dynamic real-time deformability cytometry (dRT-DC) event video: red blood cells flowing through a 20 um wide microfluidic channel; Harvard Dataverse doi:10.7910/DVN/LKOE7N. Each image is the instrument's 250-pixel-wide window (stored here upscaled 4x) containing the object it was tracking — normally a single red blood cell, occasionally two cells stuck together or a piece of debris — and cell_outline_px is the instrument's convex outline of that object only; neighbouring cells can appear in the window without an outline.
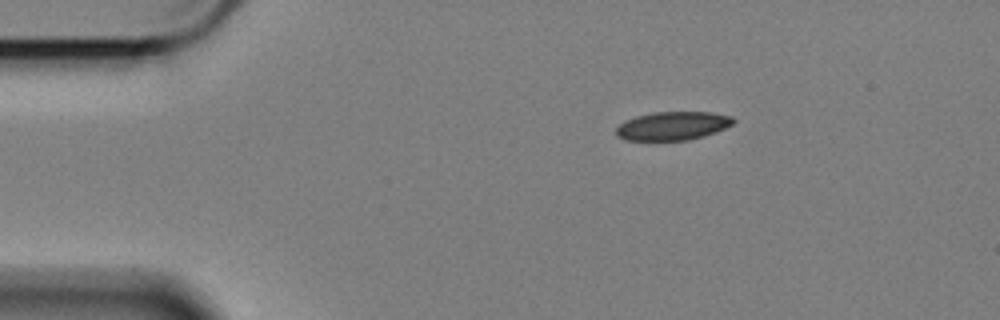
{"species": "Egyptian fruit bat (a non-hibernating species)", "species_latin": "Rousettus aegyptiacus", "temperature_condition": "cold", "stored_images_in_passage": 50, "camera_frame_rate_fps": 3000, "um_per_image_px": 0.085, "animal": {"sex": "female"}, "frame": {"image": 1, "passage_image": 1, "time_ms": 0.0, "image_size_px": [1000, 320], "cell_outline_px": [[736, 120], [732, 124], [724, 128], [688, 140], [624, 140], [616, 136], [616, 128], [624, 120], [636, 116], [656, 112], [712, 112], [732, 116]], "centroid_in_image_um": [57.14, 10.69], "position_along_channel_um": 27.9, "area_um2": 19.31}}
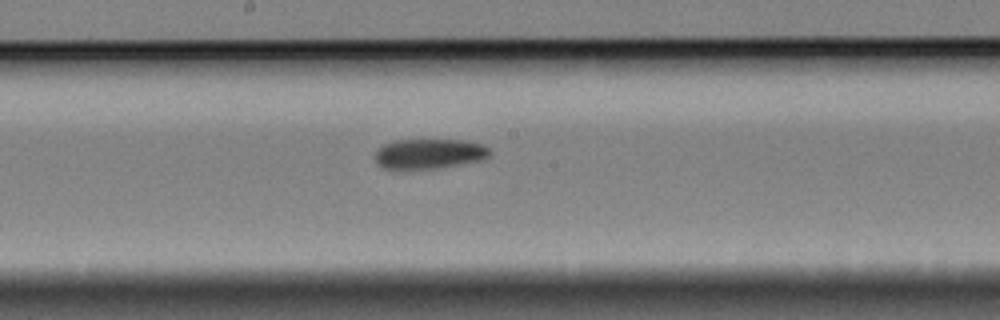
{"frame": {"image": 2, "passage_image": 22, "time_ms": 7.0, "image_size_px": [1000, 320], "cell_outline_px": [[492, 152], [484, 160], [444, 168], [396, 172], [384, 168], [376, 164], [376, 152], [384, 144], [396, 140], [468, 140], [480, 144], [488, 148]], "centroid_in_image_um": [36.47, 13.12], "position_along_channel_um": 211.7, "area_um2": 20.92}}
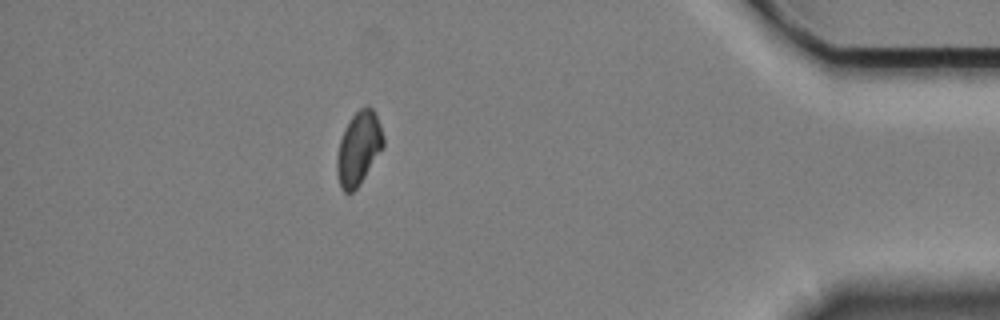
{"frame": {"image": 3, "passage_image": 43, "time_ms": 14.0, "image_size_px": [1000, 320], "cell_outline_px": [[384, 148], [360, 184], [352, 192], [344, 192], [340, 188], [336, 172], [336, 156], [340, 140], [344, 128], [352, 116], [364, 104], [368, 104], [376, 112], [384, 136]], "centroid_in_image_um": [30.49, 12.59], "position_along_channel_um": 404.7, "area_um2": 20.29}, "authors_computed_cell_mechanics": {"area_um2": 20.4612, "velocity_mm_per_s": 3.4055, "shape_relaxation_time_tau1_ms": 5.1308, "shape_relaxation_time_tau2_ms": 8.5951, "deformation_change_tau1": 0.092, "deformation_change_tau2": 0.1299}}